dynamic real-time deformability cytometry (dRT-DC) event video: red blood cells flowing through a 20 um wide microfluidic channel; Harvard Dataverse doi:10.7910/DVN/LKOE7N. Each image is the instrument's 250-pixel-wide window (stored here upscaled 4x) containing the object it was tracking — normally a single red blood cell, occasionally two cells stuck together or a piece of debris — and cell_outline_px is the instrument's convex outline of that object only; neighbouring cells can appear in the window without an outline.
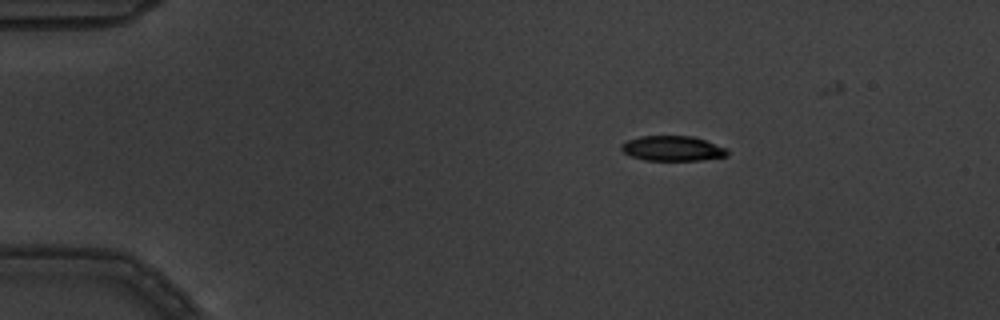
{"species": "common noctule bat (a hibernating species)", "species_latin": "Nyctalus noctula", "temperature_condition": "warm", "stored_images_in_passage": 3, "camera_frame_rate_fps": 3000, "um_per_image_px": 0.085, "animal": {"sex": "male", "body_mass_g": 19.5, "forearm_length_mm": 54.6}, "frame": {"image": 1, "passage_image": 1, "time_ms": 0.0, "image_size_px": [1000, 320], "cell_outline_px": [[728, 156], [700, 160], [644, 160], [632, 156], [624, 152], [620, 148], [620, 144], [628, 140], [640, 136], [692, 136], [728, 148]], "centroid_in_image_um": [57.17, 12.61], "position_along_channel_um": 27.8, "area_um2": 15.43}}